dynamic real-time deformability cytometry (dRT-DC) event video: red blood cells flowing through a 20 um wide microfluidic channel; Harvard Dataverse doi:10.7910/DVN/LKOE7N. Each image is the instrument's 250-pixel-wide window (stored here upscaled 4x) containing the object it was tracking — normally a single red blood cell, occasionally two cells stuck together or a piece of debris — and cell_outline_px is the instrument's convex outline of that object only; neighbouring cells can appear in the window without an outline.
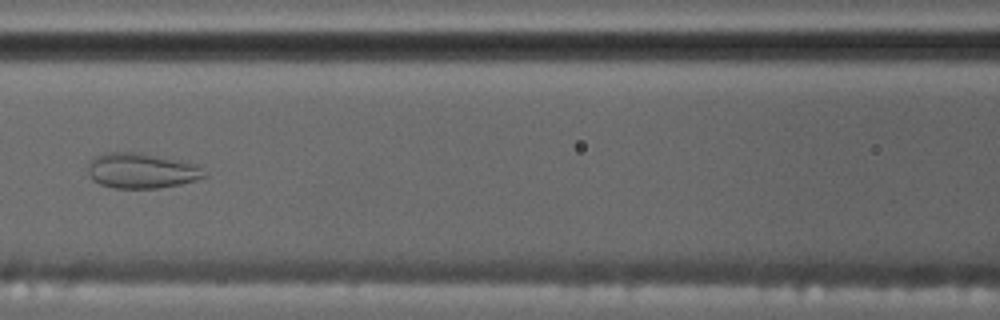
{"species": "common noctule bat (a hibernating species)", "species_latin": "Nyctalus noctula", "temperature_condition": "cold", "stored_images_in_passage": 15, "camera_frame_rate_fps": 3000, "um_per_image_px": 0.085, "animal": {"sex": "male", "body_mass_g": 17.5, "forearm_length_mm": 52.3}, "frame": {"image": 1, "passage_image": 7, "time_ms": 8.0, "image_size_px": [1000, 320], "cell_outline_px": [[208, 176], [196, 180], [180, 184], [156, 188], [116, 188], [100, 184], [92, 180], [88, 172], [88, 160], [104, 152], [136, 152], [196, 164]], "centroid_in_image_um": [11.98, 14.51], "position_along_channel_um": 154.6, "area_um2": 23.76}}